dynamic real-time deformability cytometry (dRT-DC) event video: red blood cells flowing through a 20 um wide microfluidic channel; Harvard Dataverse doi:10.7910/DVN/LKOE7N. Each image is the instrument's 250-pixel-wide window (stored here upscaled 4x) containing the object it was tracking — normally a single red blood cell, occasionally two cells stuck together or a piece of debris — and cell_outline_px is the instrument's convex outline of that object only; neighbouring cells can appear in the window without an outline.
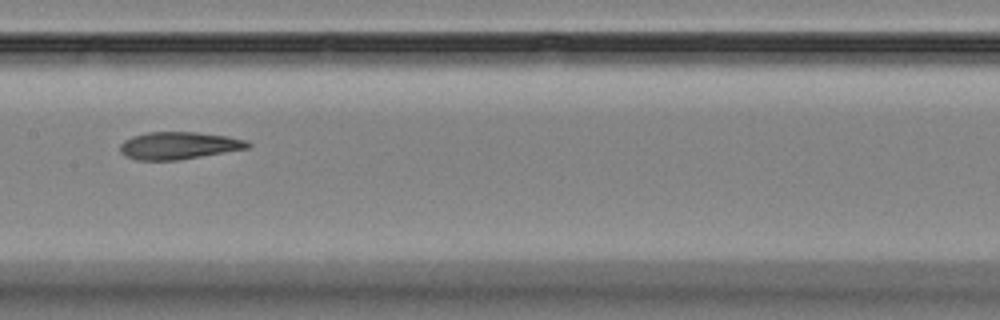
{"species": "Egyptian fruit bat (a non-hibernating species)", "species_latin": "Rousettus aegyptiacus", "temperature_condition": "room temperature", "stored_images_in_passage": 14, "camera_frame_rate_fps": 3000, "um_per_image_px": 0.085, "animal": {"sex": "female"}, "frame": {"image": 1, "passage_image": 7, "time_ms": 8.333, "image_size_px": [1000, 320], "cell_outline_px": [[252, 144], [248, 148], [176, 160], [136, 160], [124, 156], [120, 152], [120, 144], [124, 140], [132, 136], [148, 132], [196, 132], [228, 136], [248, 140]], "centroid_in_image_um": [15.17, 12.36], "position_along_channel_um": 192.2, "area_um2": 20.35}}
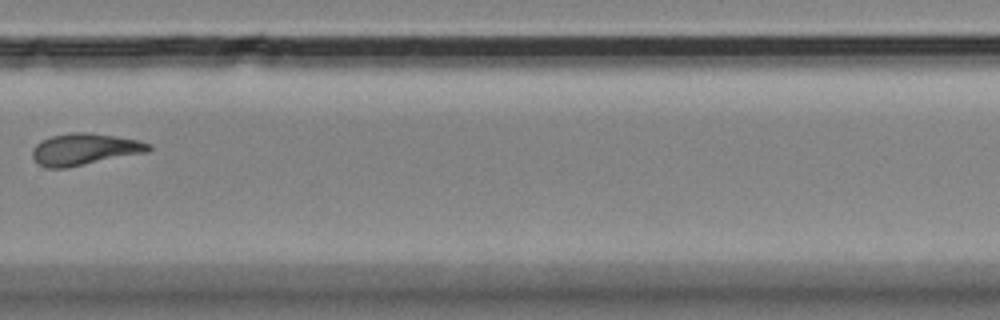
{"frame": {"image": 2, "passage_image": 10, "time_ms": 12.0, "image_size_px": [1000, 320], "cell_outline_px": [[152, 148], [148, 152], [68, 168], [48, 168], [36, 164], [32, 160], [32, 148], [40, 140], [52, 136], [72, 132], [84, 132], [140, 140], [152, 144]], "centroid_in_image_um": [7.16, 12.7], "position_along_channel_um": 322.6, "area_um2": 21.73}}
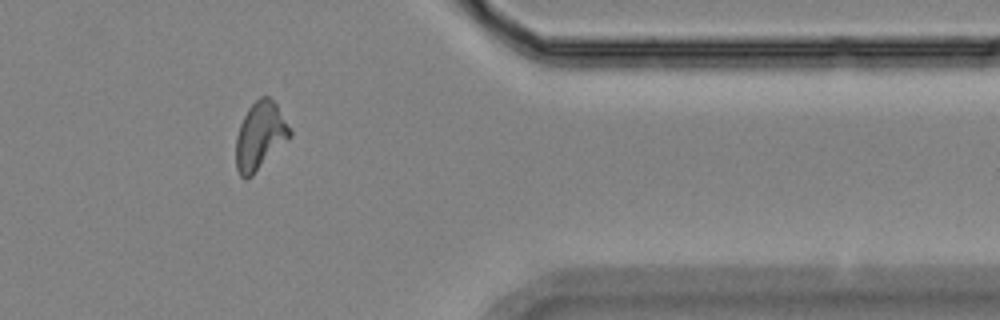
{"frame": {"image": 3, "passage_image": 12, "time_ms": 14.333, "image_size_px": [1000, 320], "cell_outline_px": [[292, 136], [252, 176], [244, 180], [240, 176], [236, 168], [236, 136], [240, 124], [248, 108], [260, 96], [268, 96], [276, 104], [292, 132]], "centroid_in_image_um": [22.09, 11.57], "position_along_channel_um": 389.3, "area_um2": 21.21}, "authors_computed_cell_mechanics": {"area_um2": 20.7791, "velocity_mm_per_s": 3.5801, "shape_relaxation_time_tau1_ms": 3.5679, "shape_relaxation_time_tau2_ms": 1.827, "deformation_change_tau1": 0.1341, "deformation_change_tau2": 0.073}}